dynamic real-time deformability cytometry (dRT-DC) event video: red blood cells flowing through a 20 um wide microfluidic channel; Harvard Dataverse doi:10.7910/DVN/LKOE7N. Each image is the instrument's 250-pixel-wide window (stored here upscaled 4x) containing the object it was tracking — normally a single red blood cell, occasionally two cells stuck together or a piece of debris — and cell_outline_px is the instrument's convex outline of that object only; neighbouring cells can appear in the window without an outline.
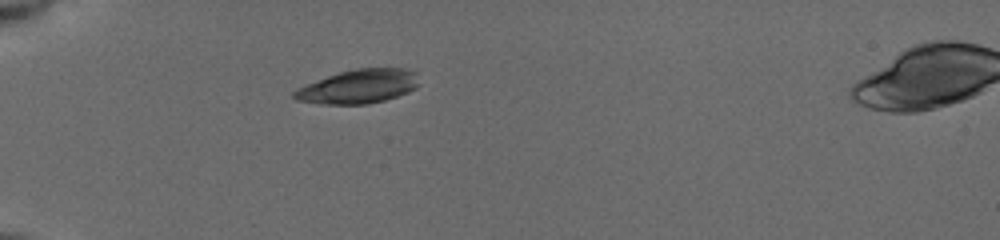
{"species": "common noctule bat (a hibernating species)", "species_latin": "Nyctalus noctula", "temperature_condition": "cold", "stored_images_in_passage": 4, "camera_frame_rate_fps": 3000, "um_per_image_px": 0.085, "animal": {"sex": "female", "body_mass_g": 19.5, "forearm_length_mm": 54.1}, "frame": {"image": 1, "passage_image": 1, "time_ms": 0.0, "image_size_px": [1000, 240], "cell_outline_px": [[416, 88], [408, 92], [384, 100], [368, 104], [320, 104], [296, 100], [292, 96], [292, 92], [296, 88], [328, 76], [340, 72], [356, 68], [404, 68], [416, 72]], "centroid_in_image_um": [30.43, 7.36], "position_along_channel_um": 54.6, "area_um2": 24.51}}